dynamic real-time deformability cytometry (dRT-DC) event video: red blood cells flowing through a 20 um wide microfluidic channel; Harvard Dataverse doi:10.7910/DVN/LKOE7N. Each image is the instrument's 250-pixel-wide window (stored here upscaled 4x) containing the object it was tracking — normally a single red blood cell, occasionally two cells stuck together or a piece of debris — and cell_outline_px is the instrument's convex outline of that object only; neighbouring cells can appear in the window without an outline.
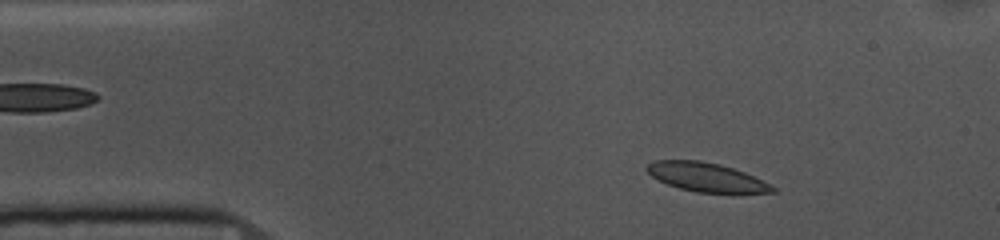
{"species": "common noctule bat (a hibernating species)", "species_latin": "Nyctalus noctula", "temperature_condition": "cold", "stored_images_in_passage": 52, "camera_frame_rate_fps": 3000, "um_per_image_px": 0.085, "animal": {"sex": "female", "body_mass_g": 10.0, "forearm_length_mm": 53.1}, "frame": {"image": 1, "passage_image": 6, "time_ms": 1.667, "image_size_px": [1000, 240], "cell_outline_px": [[776, 192], [696, 192], [680, 188], [668, 184], [652, 176], [644, 168], [648, 164], [656, 160], [700, 160], [720, 164], [744, 172], [776, 188]], "centroid_in_image_um": [59.98, 15.04], "position_along_channel_um": 25.0, "area_um2": 20.63}}
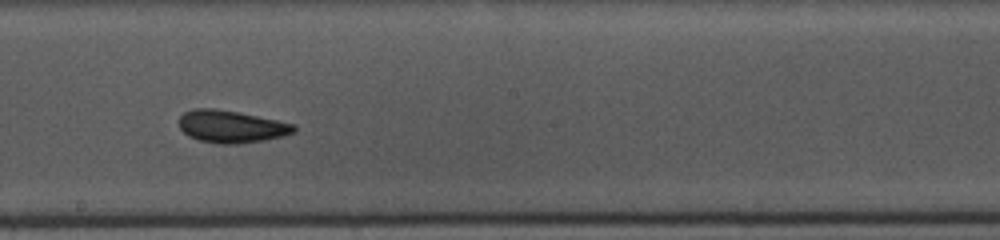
{"frame": {"image": 2, "passage_image": 27, "time_ms": 8.667, "image_size_px": [1000, 240], "cell_outline_px": [[296, 132], [284, 136], [264, 140], [240, 144], [220, 144], [200, 140], [188, 136], [180, 128], [180, 116], [184, 112], [192, 108], [216, 108], [296, 124]], "centroid_in_image_um": [19.67, 10.76], "position_along_channel_um": 228.5, "area_um2": 21.68}}
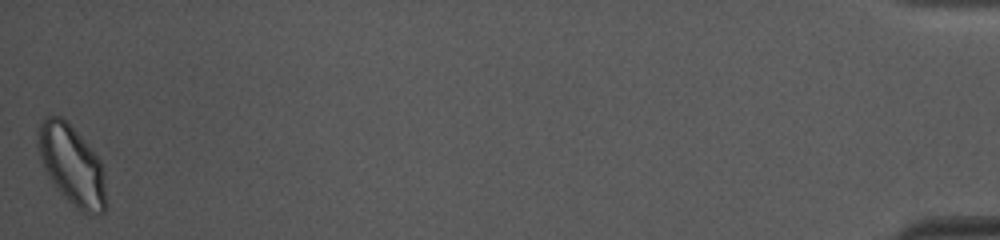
{"frame": {"image": 3, "passage_image": 52, "time_ms": 17.0, "image_size_px": [1000, 240], "cell_outline_px": [[104, 212], [100, 216], [80, 212], [60, 192], [48, 176], [40, 156], [36, 144], [36, 132], [40, 120], [44, 116], [60, 116], [80, 136], [100, 160], [104, 172]], "centroid_in_image_um": [6.07, 14.03], "position_along_channel_um": 429.1, "area_um2": 31.33}, "authors_computed_cell_mechanics": {"area_um2": 21.6172, "velocity_mm_per_s": 3.625, "shape_relaxation_time_tau1_ms": 2.4971, "shape_relaxation_time_tau2_ms": 1.3452, "deformation_change_tau1": 0.1168, "deformation_change_tau2": 0.0781}}